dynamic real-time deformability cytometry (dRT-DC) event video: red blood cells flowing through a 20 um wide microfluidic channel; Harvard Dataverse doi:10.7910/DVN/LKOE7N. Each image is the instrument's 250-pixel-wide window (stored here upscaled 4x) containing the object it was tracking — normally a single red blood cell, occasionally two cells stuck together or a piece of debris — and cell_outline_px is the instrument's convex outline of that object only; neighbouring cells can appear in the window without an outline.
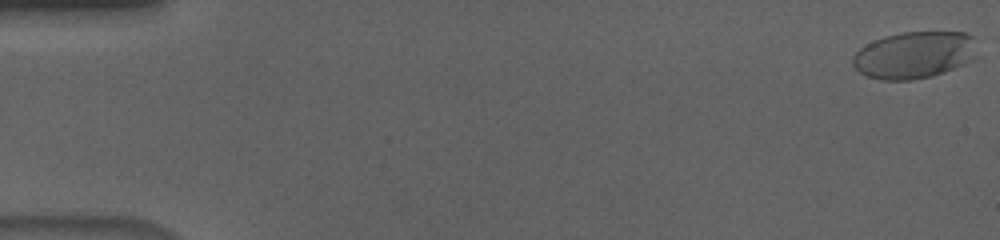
{"species": "human", "species_latin": "Homo sapiens", "temperature_condition": "cold", "stored_images_in_passage": 3, "camera_frame_rate_fps": 3000, "um_per_image_px": 0.085, "donor": {"sex": "male"}, "frame": {"image": 1, "passage_image": 1, "time_ms": 0.0, "image_size_px": [1000, 240], "cell_outline_px": [[972, 60], [964, 64], [944, 72], [932, 76], [908, 80], [884, 80], [868, 76], [860, 72], [852, 64], [852, 56], [860, 48], [884, 36], [900, 32], [964, 32], [972, 36]], "centroid_in_image_um": [77.65, 4.67], "position_along_channel_um": 7.4, "area_um2": 33.47}}